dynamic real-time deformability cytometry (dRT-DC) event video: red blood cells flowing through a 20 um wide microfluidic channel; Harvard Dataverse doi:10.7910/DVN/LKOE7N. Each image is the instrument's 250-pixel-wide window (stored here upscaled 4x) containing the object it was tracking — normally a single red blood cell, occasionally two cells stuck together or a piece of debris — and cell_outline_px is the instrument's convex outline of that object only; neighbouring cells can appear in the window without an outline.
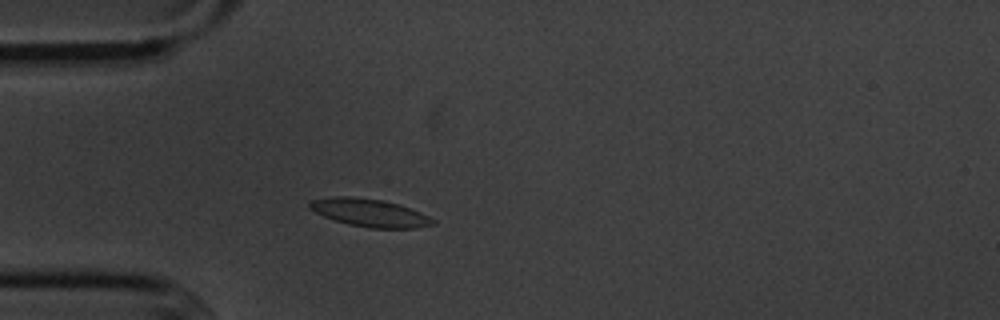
{"species": "common noctule bat (a hibernating species)", "species_latin": "Nyctalus noctula", "temperature_condition": "cold", "stored_images_in_passage": 51, "camera_frame_rate_fps": 3000, "um_per_image_px": 0.085, "animal": {"sex": "male", "body_mass_g": 20.1, "forearm_length_mm": 53.5}, "frame": {"image": 1, "passage_image": 11, "time_ms": 3.333, "image_size_px": [1000, 320], "cell_outline_px": [[436, 224], [416, 228], [368, 228], [348, 224], [324, 216], [308, 208], [308, 204], [312, 200], [332, 196], [352, 196], [384, 200], [400, 204], [420, 212], [436, 220]], "centroid_in_image_um": [31.44, 18.08], "position_along_channel_um": 53.6, "area_um2": 20.11}}
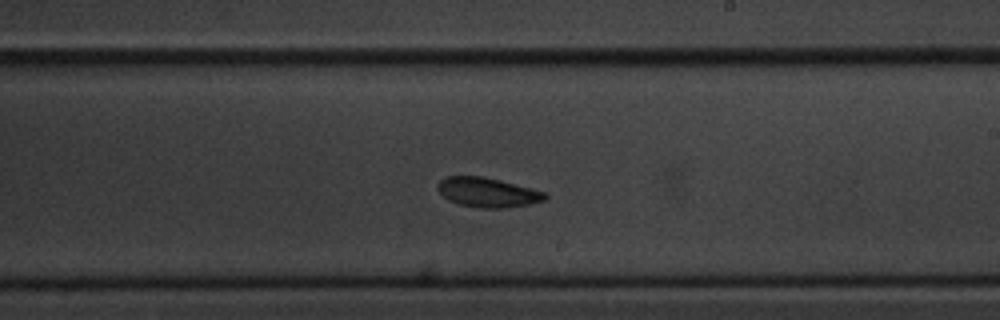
{"frame": {"image": 2, "passage_image": 28, "time_ms": 9.0, "image_size_px": [1000, 320], "cell_outline_px": [[548, 196], [544, 200], [528, 204], [500, 208], [480, 208], [460, 204], [448, 200], [436, 188], [436, 184], [440, 180], [448, 176], [480, 176], [532, 188], [544, 192]], "centroid_in_image_um": [41.41, 16.35], "position_along_channel_um": 247.6, "area_um2": 18.21}}
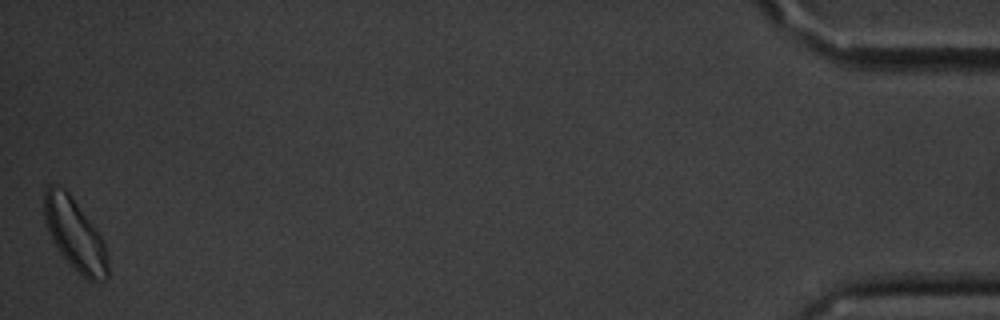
{"frame": {"image": 3, "passage_image": 51, "time_ms": 16.667, "image_size_px": [1000, 320], "cell_outline_px": [[108, 276], [104, 280], [88, 280], [60, 252], [52, 240], [44, 216], [44, 192], [48, 184], [56, 184], [64, 188], [68, 192], [104, 240], [108, 256]], "centroid_in_image_um": [6.37, 19.89], "position_along_channel_um": 428.8, "area_um2": 25.95}}